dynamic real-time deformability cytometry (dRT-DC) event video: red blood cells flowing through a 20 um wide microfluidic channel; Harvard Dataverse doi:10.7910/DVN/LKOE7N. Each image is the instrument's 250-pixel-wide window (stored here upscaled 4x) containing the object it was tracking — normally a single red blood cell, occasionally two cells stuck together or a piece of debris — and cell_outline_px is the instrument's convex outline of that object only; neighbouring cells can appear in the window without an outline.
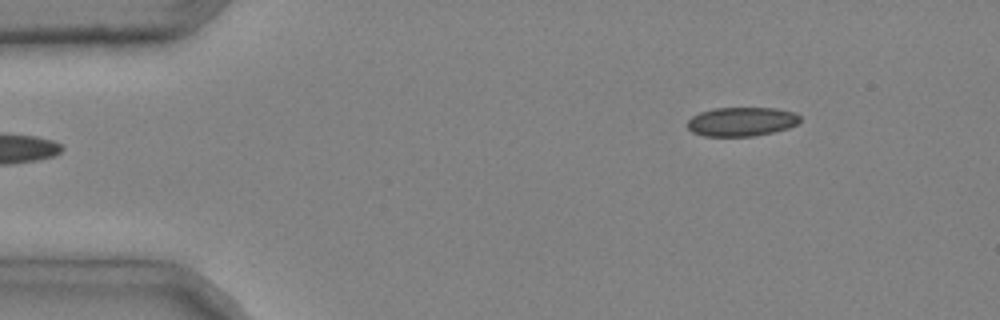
{"species": "common noctule bat (a hibernating species)", "species_latin": "Nyctalus noctula", "temperature_condition": "cold", "stored_images_in_passage": 5, "segment_of_instrument_passage": [2, 2], "camera_frame_rate_fps": 3000, "um_per_image_px": 0.085, "animal": {"sex": "male", "body_mass_g": 20.4}, "frame": {"image": 1, "passage_image": 5, "time_ms": 1.333, "image_size_px": [1000, 320], "cell_outline_px": [[800, 120], [796, 124], [788, 128], [772, 132], [752, 136], [704, 136], [692, 132], [688, 128], [688, 120], [692, 116], [700, 112], [712, 108], [776, 108], [796, 112], [800, 116]], "centroid_in_image_um": [63.03, 10.33], "position_along_channel_um": 22.0, "area_um2": 19.07}}